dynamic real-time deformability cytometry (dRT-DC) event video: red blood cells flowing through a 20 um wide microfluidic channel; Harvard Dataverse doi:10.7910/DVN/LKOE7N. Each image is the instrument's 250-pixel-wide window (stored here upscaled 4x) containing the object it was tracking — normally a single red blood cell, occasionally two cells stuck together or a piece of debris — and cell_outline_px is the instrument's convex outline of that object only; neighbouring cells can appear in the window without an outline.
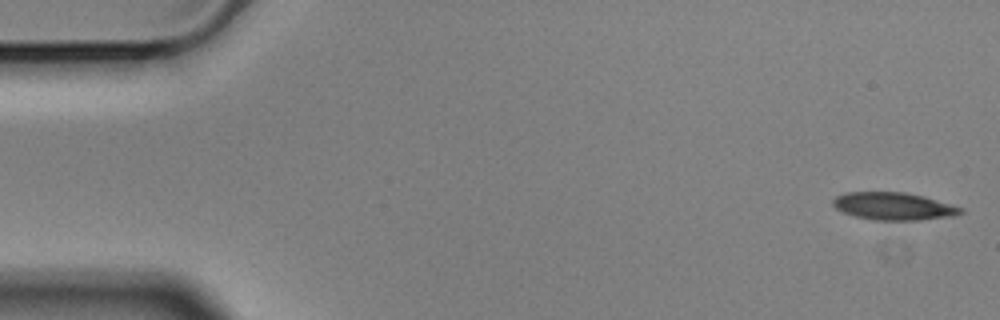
{"species": "Egyptian fruit bat (a non-hibernating species)", "species_latin": "Rousettus aegyptiacus", "temperature_condition": "cold", "stored_images_in_passage": 56, "camera_frame_rate_fps": 3000, "um_per_image_px": 0.085, "animal": {"sex": "male"}, "frame": {"image": 1, "passage_image": 1, "time_ms": 0.0, "image_size_px": [1000, 320], "cell_outline_px": [[964, 212], [956, 216], [920, 220], [872, 220], [856, 216], [844, 212], [836, 208], [832, 204], [832, 200], [836, 196], [844, 192], [904, 192], [924, 196], [964, 208]], "centroid_in_image_um": [75.98, 17.53], "position_along_channel_um": 9.0, "area_um2": 20.63}}
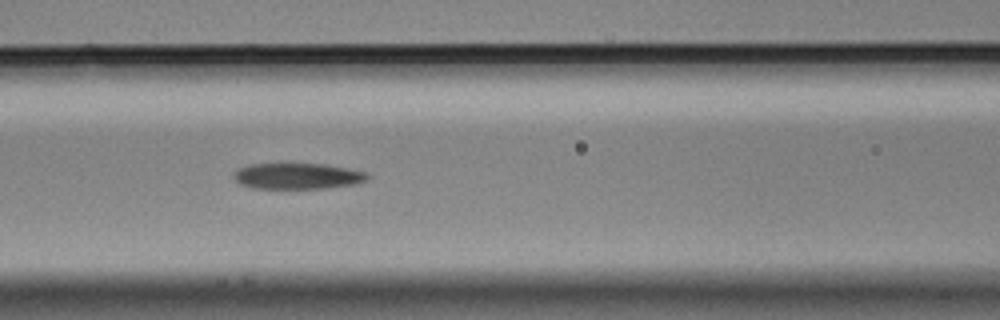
{"frame": {"image": 2, "passage_image": 23, "time_ms": 7.333, "image_size_px": [1000, 320], "cell_outline_px": [[372, 176], [356, 184], [324, 188], [252, 188], [240, 184], [232, 176], [236, 168], [248, 164], [280, 160], [284, 160], [324, 164], [348, 168], [368, 172]], "centroid_in_image_um": [25.22, 14.9], "position_along_channel_um": 141.4, "area_um2": 21.5}}
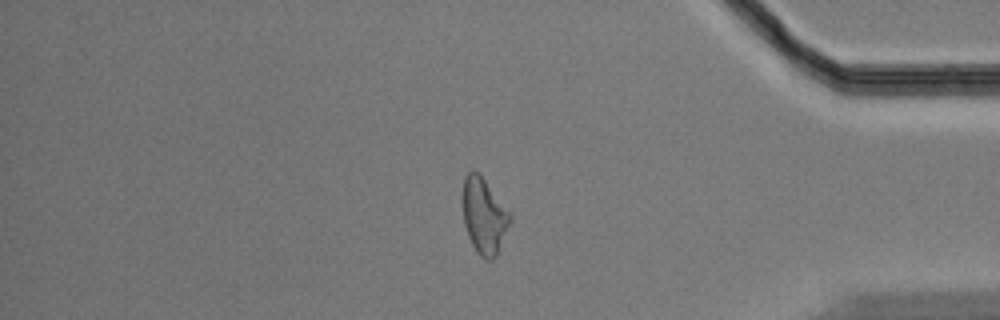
{"frame": {"image": 3, "passage_image": 47, "time_ms": 15.333, "image_size_px": [1000, 320], "cell_outline_px": [[512, 220], [496, 256], [492, 260], [484, 260], [476, 252], [468, 236], [464, 224], [464, 176], [472, 168], [480, 172], [512, 212]], "centroid_in_image_um": [41.19, 18.32], "position_along_channel_um": 394.0, "area_um2": 21.39}, "authors_computed_cell_mechanics": {"area_um2": 21.2993, "velocity_mm_per_s": 3.5056, "shape_relaxation_time_tau1_ms": 8.6615, "shape_relaxation_time_tau2_ms": 8.2331, "deformation_change_tau1": 0.1916, "deformation_change_tau2": 0.1855}}